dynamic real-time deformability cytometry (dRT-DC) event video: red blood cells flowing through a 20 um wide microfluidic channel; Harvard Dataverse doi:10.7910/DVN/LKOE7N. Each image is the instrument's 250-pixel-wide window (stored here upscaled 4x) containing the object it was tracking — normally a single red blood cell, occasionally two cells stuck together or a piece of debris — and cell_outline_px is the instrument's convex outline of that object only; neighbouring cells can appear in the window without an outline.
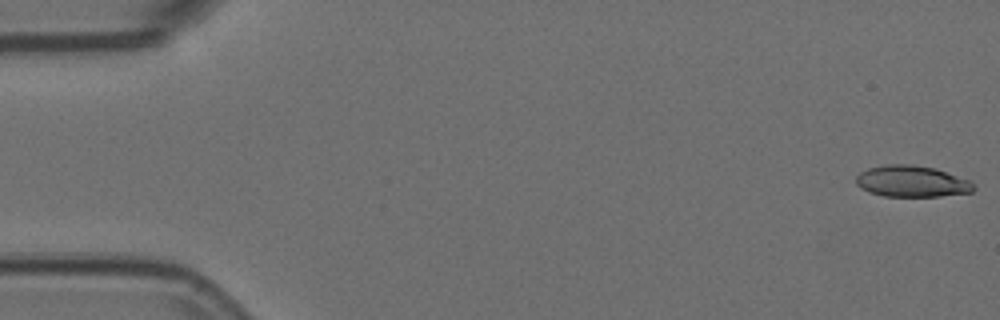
{"species": "Egyptian fruit bat (a non-hibernating species)", "species_latin": "Rousettus aegyptiacus", "temperature_condition": "room temperature", "stored_images_in_passage": 15, "camera_frame_rate_fps": 3000, "um_per_image_px": 0.085, "animal": {"sex": "female"}, "frame": {"image": 1, "passage_image": 1, "time_ms": 0.0, "image_size_px": [1000, 320], "cell_outline_px": [[976, 188], [972, 192], [940, 196], [884, 196], [868, 192], [860, 188], [856, 184], [856, 176], [860, 172], [868, 168], [888, 164], [912, 164], [936, 168], [972, 180]], "centroid_in_image_um": [77.53, 15.41], "position_along_channel_um": 7.5, "area_um2": 21.79}}
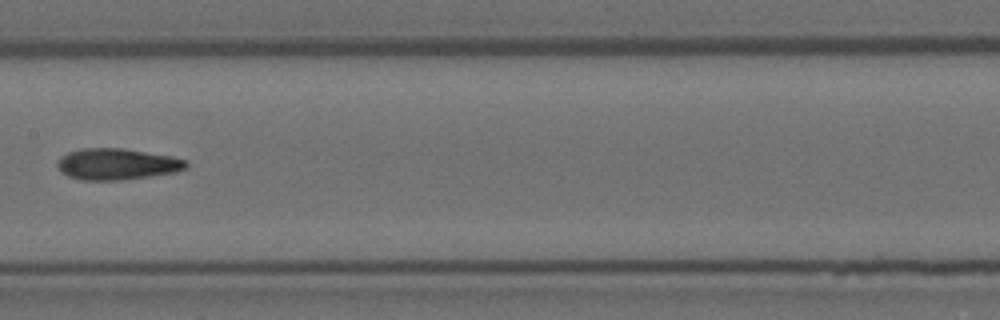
{"frame": {"image": 2, "passage_image": 8, "time_ms": 2.333, "image_size_px": [1000, 320], "cell_outline_px": [[188, 168], [176, 172], [120, 180], [80, 180], [68, 176], [60, 172], [56, 164], [60, 156], [68, 152], [84, 148], [120, 148], [168, 156], [188, 160]], "centroid_in_image_um": [9.91, 13.95], "position_along_channel_um": 197.5, "area_um2": 23.41}}
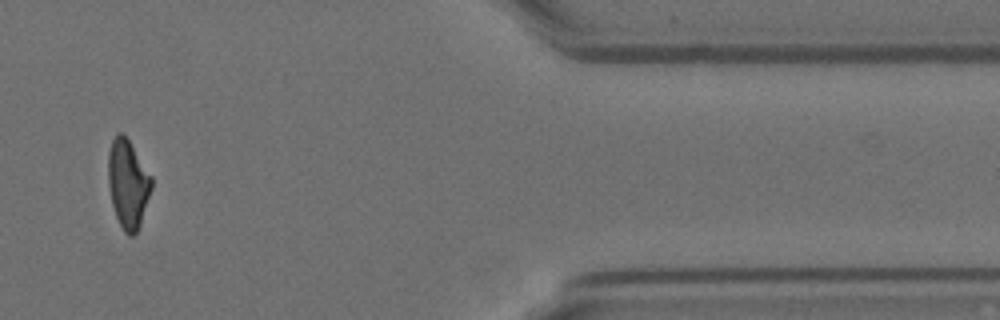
{"frame": {"image": 3, "passage_image": 13, "time_ms": 4.0, "image_size_px": [1000, 320], "cell_outline_px": [[152, 188], [140, 224], [136, 232], [132, 236], [128, 236], [124, 232], [116, 216], [112, 204], [108, 184], [108, 152], [112, 140], [116, 132], [124, 132], [152, 176]], "centroid_in_image_um": [10.87, 15.58], "position_along_channel_um": 400.5, "area_um2": 22.48}}